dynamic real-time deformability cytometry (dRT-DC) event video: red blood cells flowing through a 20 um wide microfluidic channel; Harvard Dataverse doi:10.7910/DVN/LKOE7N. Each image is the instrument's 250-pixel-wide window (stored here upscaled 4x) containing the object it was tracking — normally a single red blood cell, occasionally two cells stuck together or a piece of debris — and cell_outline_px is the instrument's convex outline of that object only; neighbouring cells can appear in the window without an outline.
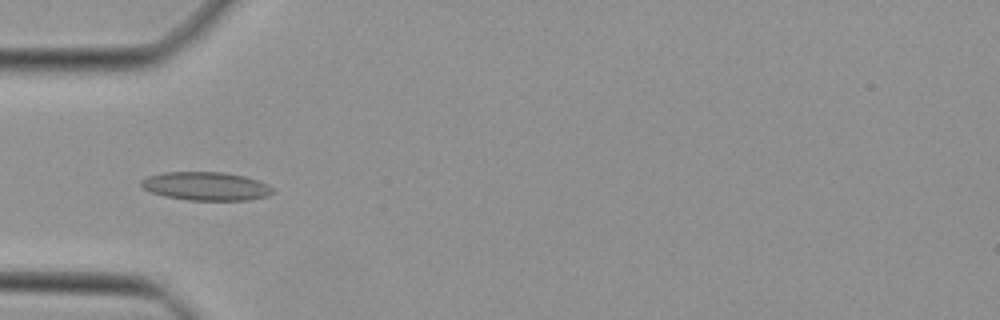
{"species": "Egyptian fruit bat (a non-hibernating species)", "species_latin": "Rousettus aegyptiacus", "temperature_condition": "cold", "stored_images_in_passage": 48, "camera_frame_rate_fps": 3000, "um_per_image_px": 0.085, "animal": {"sex": "female"}, "frame": {"image": 1, "passage_image": 16, "time_ms": 5.0, "image_size_px": [1000, 320], "cell_outline_px": [[276, 192], [268, 196], [248, 200], [188, 200], [164, 196], [152, 192], [144, 188], [140, 184], [140, 180], [148, 176], [164, 172], [224, 172], [244, 176], [268, 184]], "centroid_in_image_um": [17.53, 15.82], "position_along_channel_um": 67.5, "area_um2": 21.85}}
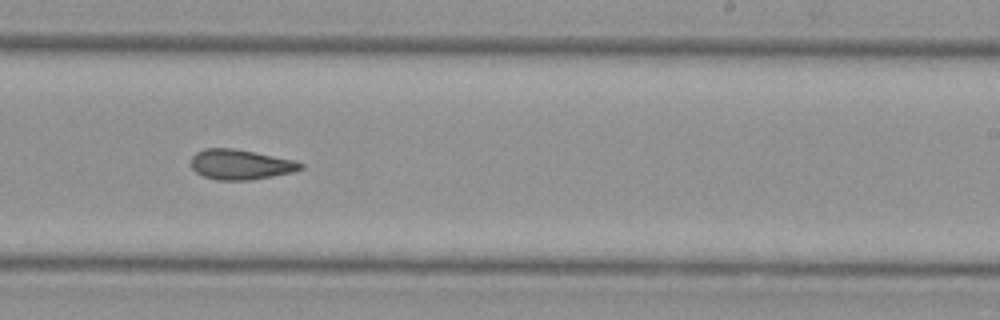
{"frame": {"image": 2, "passage_image": 30, "time_ms": 9.667, "image_size_px": [1000, 320], "cell_outline_px": [[304, 168], [292, 172], [272, 176], [248, 180], [216, 180], [204, 176], [196, 172], [192, 168], [192, 156], [196, 152], [204, 148], [232, 148], [296, 160], [304, 164]], "centroid_in_image_um": [20.45, 13.98], "position_along_channel_um": 268.5, "area_um2": 19.13}}
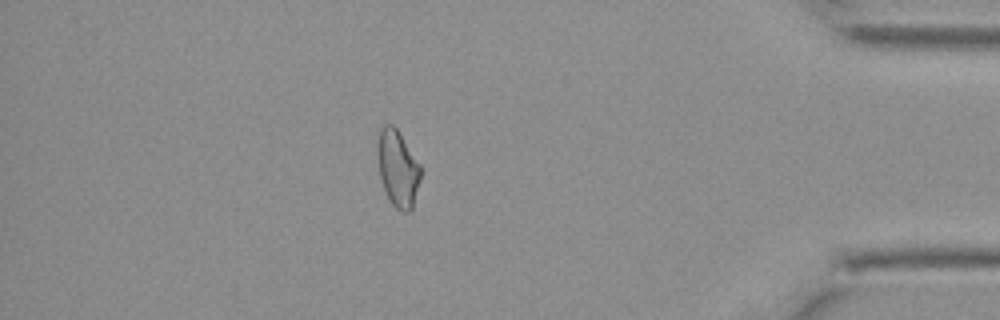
{"frame": {"image": 3, "passage_image": 42, "time_ms": 13.667, "image_size_px": [1000, 320], "cell_outline_px": [[420, 180], [412, 208], [408, 212], [400, 212], [388, 200], [380, 176], [376, 156], [376, 148], [380, 128], [384, 124], [392, 124], [396, 128], [420, 164]], "centroid_in_image_um": [33.78, 14.31], "position_along_channel_um": 401.4, "area_um2": 19.31}}